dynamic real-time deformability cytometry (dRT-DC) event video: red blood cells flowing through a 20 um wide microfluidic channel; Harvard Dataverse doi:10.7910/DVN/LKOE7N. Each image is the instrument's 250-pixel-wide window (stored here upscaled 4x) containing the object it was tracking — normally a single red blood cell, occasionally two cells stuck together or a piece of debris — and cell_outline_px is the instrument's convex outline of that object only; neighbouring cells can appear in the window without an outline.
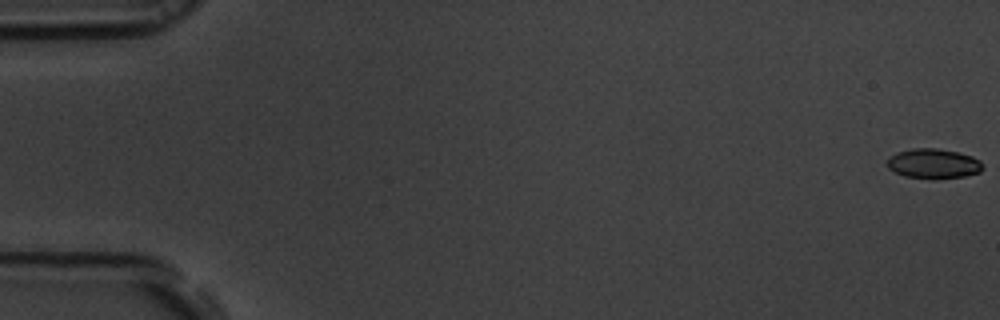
{"species": "common noctule bat (a hibernating species)", "species_latin": "Nyctalus noctula", "temperature_condition": "room temperature", "stored_images_in_passage": 56, "camera_frame_rate_fps": 3000, "um_per_image_px": 0.085, "animal": {"sex": "male", "body_mass_g": 19.5, "forearm_length_mm": 54.6}, "frame": {"image": 1, "passage_image": 1, "time_ms": 0.0, "image_size_px": [1000, 320], "cell_outline_px": [[984, 168], [980, 172], [968, 176], [936, 180], [932, 180], [904, 176], [888, 168], [888, 156], [896, 152], [912, 148], [936, 148], [956, 152], [972, 156], [980, 160], [984, 164]], "centroid_in_image_um": [79.37, 13.93], "position_along_channel_um": 5.6, "area_um2": 17.05}}
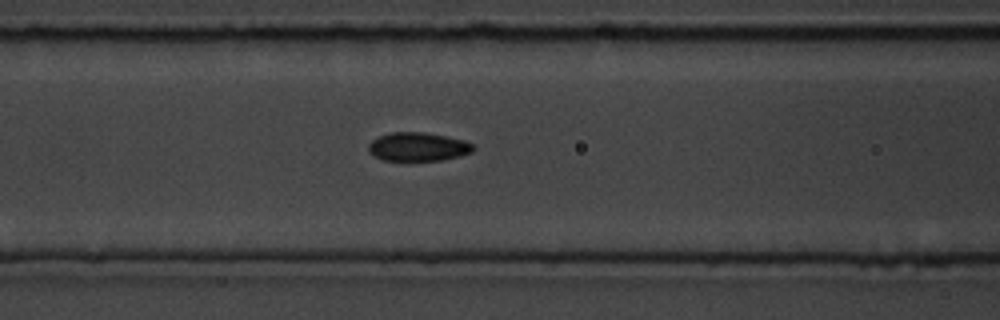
{"frame": {"image": 2, "passage_image": 24, "time_ms": 7.667, "image_size_px": [1000, 320], "cell_outline_px": [[476, 148], [472, 152], [460, 156], [440, 160], [384, 160], [368, 152], [368, 144], [372, 140], [380, 136], [392, 132], [424, 132], [464, 140], [472, 144]], "centroid_in_image_um": [35.54, 12.47], "position_along_channel_um": 131.1, "area_um2": 17.34}}
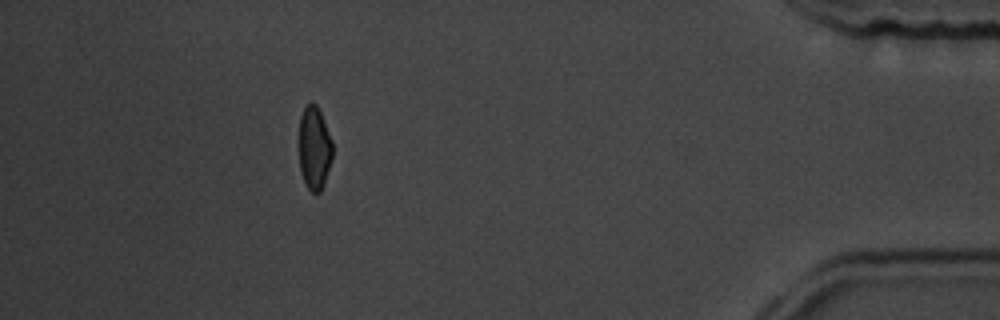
{"frame": {"image": 3, "passage_image": 51, "time_ms": 16.667, "image_size_px": [1000, 320], "cell_outline_px": [[332, 156], [324, 184], [320, 192], [312, 192], [308, 188], [304, 180], [300, 168], [300, 116], [304, 108], [308, 104], [316, 104], [320, 112], [332, 140]], "centroid_in_image_um": [26.73, 12.59], "position_along_channel_um": 408.5, "area_um2": 15.84}, "authors_computed_cell_mechanics": {"area_um2": 17.2533, "velocity_mm_per_s": 3.6886, "shape_relaxation_time_tau1_ms": 2.7396, "shape_relaxation_time_tau2_ms": 2.9121, "deformation_change_tau1": 0.1241, "deformation_change_tau2": 0.0705}}